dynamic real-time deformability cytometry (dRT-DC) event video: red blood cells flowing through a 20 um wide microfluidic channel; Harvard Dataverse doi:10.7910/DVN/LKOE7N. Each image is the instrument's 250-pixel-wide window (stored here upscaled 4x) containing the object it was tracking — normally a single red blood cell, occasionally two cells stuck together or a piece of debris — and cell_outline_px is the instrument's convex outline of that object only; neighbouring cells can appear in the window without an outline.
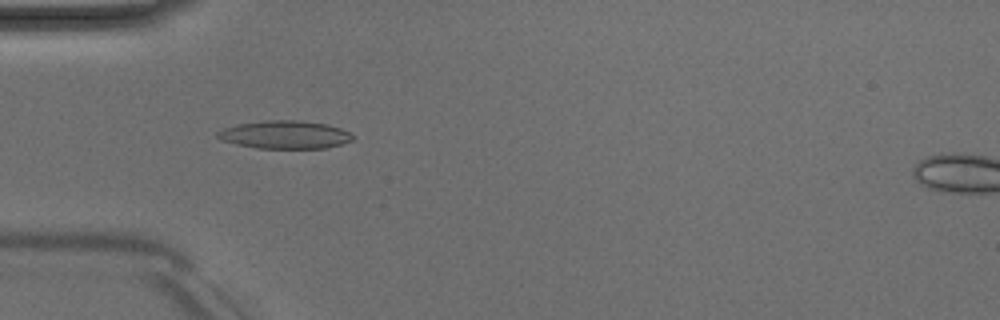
{"species": "Egyptian fruit bat (a non-hibernating species)", "species_latin": "Rousettus aegyptiacus", "temperature_condition": "room temperature", "stored_images_in_passage": 40, "camera_frame_rate_fps": 3000, "um_per_image_px": 0.085, "animal": {"sex": "male"}, "frame": {"image": 1, "passage_image": 5, "time_ms": 1.333, "image_size_px": [1000, 320], "cell_outline_px": [[356, 136], [352, 140], [328, 148], [256, 148], [236, 144], [220, 140], [216, 136], [216, 132], [224, 128], [236, 124], [264, 120], [300, 120], [328, 124], [340, 128]], "centroid_in_image_um": [24.2, 11.44], "position_along_channel_um": 60.8, "area_um2": 22.25}}
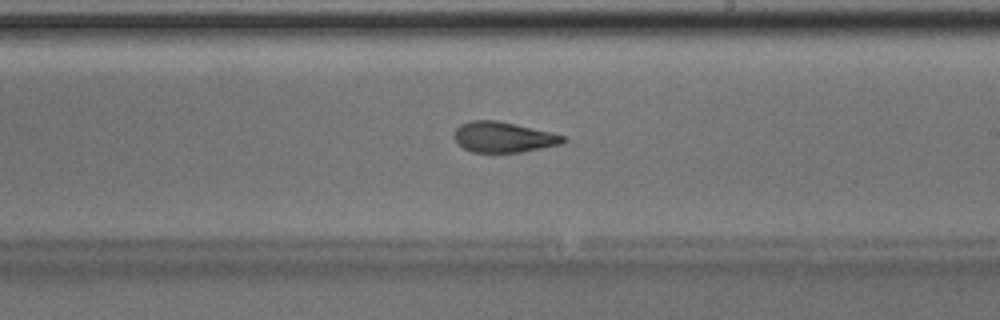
{"frame": {"image": 2, "passage_image": 19, "time_ms": 6.0, "image_size_px": [1000, 320], "cell_outline_px": [[564, 144], [520, 152], [472, 152], [456, 144], [456, 128], [460, 124], [472, 120], [496, 120], [516, 124], [564, 136]], "centroid_in_image_um": [42.77, 11.66], "position_along_channel_um": 246.2, "area_um2": 19.13}}
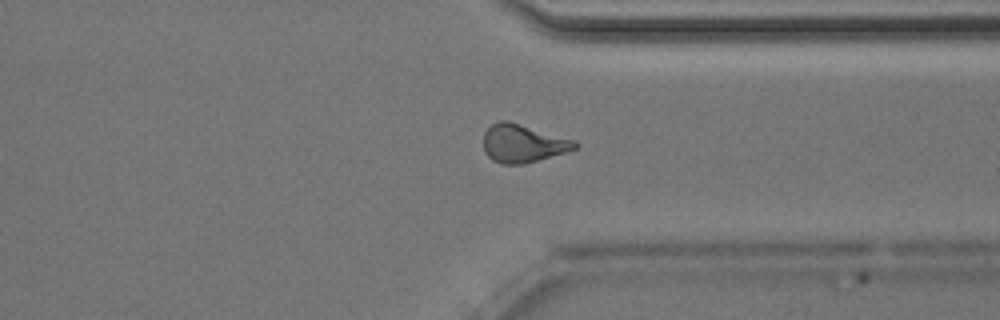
{"frame": {"image": 3, "passage_image": 28, "time_ms": 9.0, "image_size_px": [1000, 320], "cell_outline_px": [[580, 144], [576, 148], [568, 152], [524, 164], [500, 164], [492, 160], [484, 152], [484, 132], [492, 124], [500, 120], [508, 120], [576, 140]], "centroid_in_image_um": [44.47, 12.19], "position_along_channel_um": 366.9, "area_um2": 20.58}, "authors_computed_cell_mechanics": {"area_um2": 19.941, "velocity_mm_per_s": 4.0295, "shape_relaxation_time_tau1_ms": 5.3961, "shape_relaxation_time_tau2_ms": 1.7884, "deformation_change_tau1": 0.164, "deformation_change_tau2": 0.0951}}